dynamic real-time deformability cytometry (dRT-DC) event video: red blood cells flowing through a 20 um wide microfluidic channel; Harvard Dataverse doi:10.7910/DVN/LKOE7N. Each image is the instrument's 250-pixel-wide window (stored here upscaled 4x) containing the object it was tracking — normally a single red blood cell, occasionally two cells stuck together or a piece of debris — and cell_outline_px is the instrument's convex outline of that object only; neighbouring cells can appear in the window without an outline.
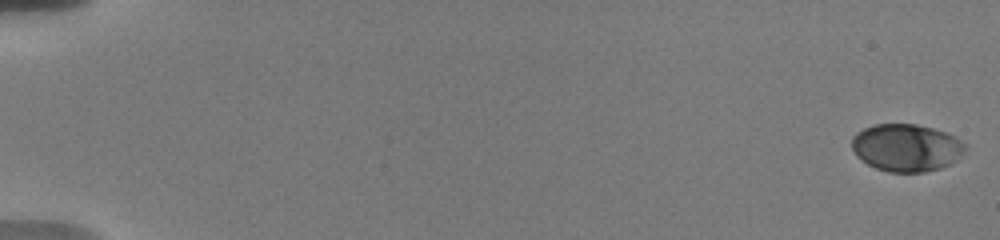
{"species": "human", "species_latin": "Homo sapiens", "temperature_condition": "warm", "stored_images_in_passage": 48, "camera_frame_rate_fps": 3000, "um_per_image_px": 0.085, "donor": {"sex": "male"}, "frame": {"image": 1, "passage_image": 1, "time_ms": 0.0, "image_size_px": [1000, 240], "cell_outline_px": [[968, 148], [952, 164], [940, 168], [924, 172], [888, 172], [876, 168], [868, 164], [856, 156], [852, 148], [852, 136], [856, 132], [872, 124], [916, 124], [932, 128], [956, 136]], "centroid_in_image_um": [77.04, 12.55], "position_along_channel_um": 8.0, "area_um2": 31.56}}
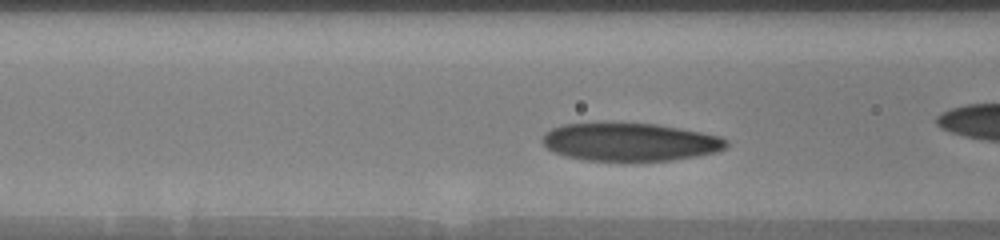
{"frame": {"image": 2, "passage_image": 22, "time_ms": 7.0, "image_size_px": [1000, 240], "cell_outline_px": [[728, 144], [724, 148], [716, 152], [696, 156], [672, 160], [584, 160], [564, 156], [548, 148], [544, 144], [544, 132], [552, 128], [564, 124], [604, 120], [656, 124], [680, 128], [720, 136], [728, 140]], "centroid_in_image_um": [53.51, 12.02], "position_along_channel_um": 113.1, "area_um2": 41.38}}
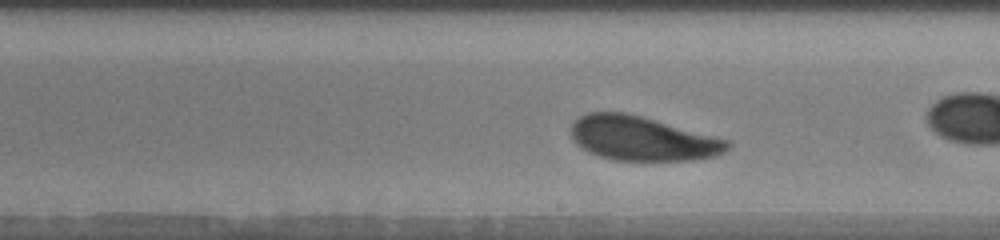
{"frame": {"image": 3, "passage_image": 32, "time_ms": 10.333, "image_size_px": [1000, 240], "cell_outline_px": [[732, 144], [724, 152], [716, 156], [692, 160], [612, 160], [588, 152], [576, 144], [572, 140], [568, 128], [580, 116], [588, 112], [624, 112], [640, 116], [728, 140]], "centroid_in_image_um": [54.53, 11.78], "position_along_channel_um": 234.5, "area_um2": 40.23}, "authors_computed_cell_mechanics": {"area_um2": 40.2866, "velocity_mm_per_s": 3.645, "shape_relaxation_time_tau1_ms": 1.5535, "shape_relaxation_time_tau2_ms": 10.2408, "deformation_change_tau1": 0.1071, "deformation_change_tau2": 0.2046}}